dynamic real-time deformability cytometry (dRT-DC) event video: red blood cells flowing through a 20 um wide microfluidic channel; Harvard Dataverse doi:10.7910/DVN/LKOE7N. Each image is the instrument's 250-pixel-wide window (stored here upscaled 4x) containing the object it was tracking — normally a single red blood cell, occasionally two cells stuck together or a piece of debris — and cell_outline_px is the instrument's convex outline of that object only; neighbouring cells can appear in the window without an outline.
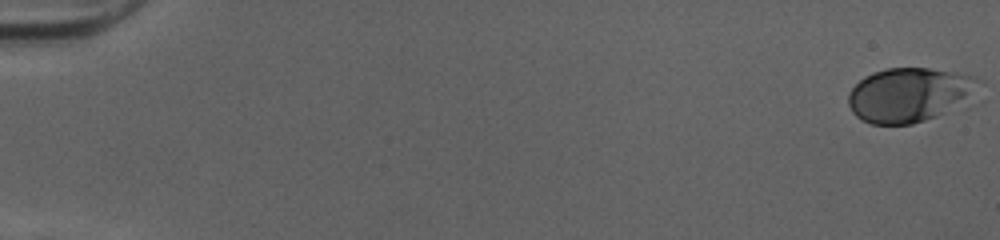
{"species": "human", "species_latin": "Homo sapiens", "temperature_condition": "cold", "stored_images_in_passage": 52, "camera_frame_rate_fps": 3000, "um_per_image_px": 0.085, "donor": {"sex": "female"}, "frame": {"image": 1, "passage_image": 1, "time_ms": 0.0, "image_size_px": [1000, 240], "cell_outline_px": [[984, 84], [976, 104], [968, 108], [912, 124], [872, 124], [860, 120], [852, 112], [848, 104], [848, 92], [864, 76], [872, 72], [888, 68], [928, 68], [956, 72], [972, 76], [984, 80]], "centroid_in_image_um": [77.52, 8.08], "position_along_channel_um": 7.5, "area_um2": 43.52}}
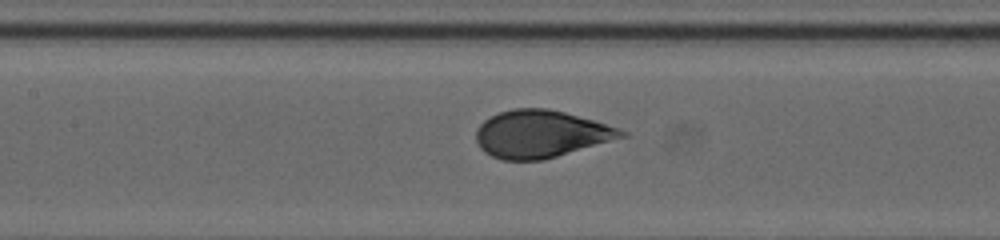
{"frame": {"image": 2, "passage_image": 26, "time_ms": 8.333, "image_size_px": [1000, 240], "cell_outline_px": [[628, 136], [544, 160], [504, 160], [492, 156], [484, 152], [480, 148], [476, 140], [476, 132], [480, 124], [484, 120], [500, 112], [512, 108], [548, 108], [564, 112], [620, 128], [628, 132]], "centroid_in_image_um": [45.98, 11.39], "position_along_channel_um": 161.4, "area_um2": 40.11}}
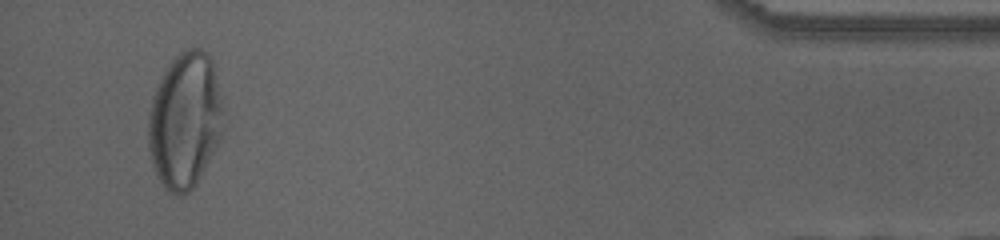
{"frame": {"image": 3, "passage_image": 50, "time_ms": 16.333, "image_size_px": [1000, 240], "cell_outline_px": [[220, 140], [196, 184], [188, 192], [180, 196], [176, 196], [168, 192], [164, 188], [156, 176], [152, 164], [148, 148], [148, 116], [152, 96], [168, 64], [180, 52], [188, 48], [200, 48], [212, 60], [220, 100]], "centroid_in_image_um": [15.66, 10.29], "position_along_channel_um": 419.5, "area_um2": 58.78}, "authors_computed_cell_mechanics": {"area_um2": 40.0843, "velocity_mm_per_s": 4.0233, "shape_relaxation_time_tau1_ms": 3.6787, "shape_relaxation_time_tau2_ms": null, "deformation_change_tau1": 0.1752, "deformation_change_tau2": null}}